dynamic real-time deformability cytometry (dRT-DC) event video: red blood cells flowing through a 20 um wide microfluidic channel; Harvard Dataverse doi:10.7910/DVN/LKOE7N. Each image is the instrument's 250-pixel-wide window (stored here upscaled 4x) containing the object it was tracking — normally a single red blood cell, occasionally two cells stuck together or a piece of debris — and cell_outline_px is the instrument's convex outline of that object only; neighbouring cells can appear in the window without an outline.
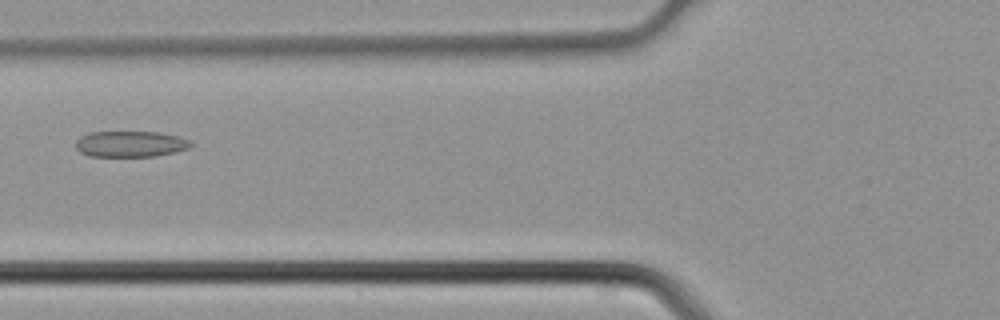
{"species": "common noctule bat (a hibernating species)", "species_latin": "Nyctalus noctula", "temperature_condition": "cold", "stored_images_in_passage": 4, "camera_frame_rate_fps": 3000, "um_per_image_px": 0.085, "animal": {"sex": "male", "body_mass_g": 21.5, "forearm_length_mm": 52.0}, "frame": {"image": 1, "passage_image": 4, "time_ms": 1.0, "image_size_px": [1000, 320], "cell_outline_px": [[192, 144], [188, 148], [156, 156], [88, 156], [80, 152], [76, 148], [76, 140], [80, 136], [88, 132], [160, 132], [180, 136], [188, 140]], "centroid_in_image_um": [11.05, 12.23], "position_along_channel_um": 114.8, "area_um2": 17.4}}